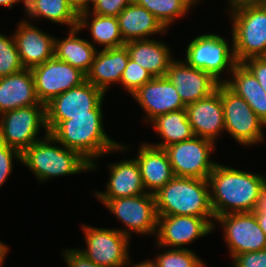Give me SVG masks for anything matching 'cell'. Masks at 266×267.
Returning <instances> with one entry per match:
<instances>
[{"instance_id": "cell-25", "label": "cell", "mask_w": 266, "mask_h": 267, "mask_svg": "<svg viewBox=\"0 0 266 267\" xmlns=\"http://www.w3.org/2000/svg\"><path fill=\"white\" fill-rule=\"evenodd\" d=\"M129 58L149 71L153 77L166 75L170 64L175 60L171 57V48L159 40H134L124 45Z\"/></svg>"}, {"instance_id": "cell-9", "label": "cell", "mask_w": 266, "mask_h": 267, "mask_svg": "<svg viewBox=\"0 0 266 267\" xmlns=\"http://www.w3.org/2000/svg\"><path fill=\"white\" fill-rule=\"evenodd\" d=\"M221 101L224 108L225 132L243 146L264 141L266 125L240 96L221 83Z\"/></svg>"}, {"instance_id": "cell-44", "label": "cell", "mask_w": 266, "mask_h": 267, "mask_svg": "<svg viewBox=\"0 0 266 267\" xmlns=\"http://www.w3.org/2000/svg\"><path fill=\"white\" fill-rule=\"evenodd\" d=\"M20 2L24 4V9L26 10L27 0H0V6L11 9L15 4Z\"/></svg>"}, {"instance_id": "cell-24", "label": "cell", "mask_w": 266, "mask_h": 267, "mask_svg": "<svg viewBox=\"0 0 266 267\" xmlns=\"http://www.w3.org/2000/svg\"><path fill=\"white\" fill-rule=\"evenodd\" d=\"M121 36L125 43L150 39L151 35L167 33V29L146 8L133 0L117 16Z\"/></svg>"}, {"instance_id": "cell-22", "label": "cell", "mask_w": 266, "mask_h": 267, "mask_svg": "<svg viewBox=\"0 0 266 267\" xmlns=\"http://www.w3.org/2000/svg\"><path fill=\"white\" fill-rule=\"evenodd\" d=\"M33 105L44 104L37 97L31 69L0 77V114Z\"/></svg>"}, {"instance_id": "cell-37", "label": "cell", "mask_w": 266, "mask_h": 267, "mask_svg": "<svg viewBox=\"0 0 266 267\" xmlns=\"http://www.w3.org/2000/svg\"><path fill=\"white\" fill-rule=\"evenodd\" d=\"M232 264L233 267H266V249L238 254Z\"/></svg>"}, {"instance_id": "cell-29", "label": "cell", "mask_w": 266, "mask_h": 267, "mask_svg": "<svg viewBox=\"0 0 266 267\" xmlns=\"http://www.w3.org/2000/svg\"><path fill=\"white\" fill-rule=\"evenodd\" d=\"M151 123L158 134L157 136L162 138L160 143L150 144L157 148L165 149L170 145L190 140L194 137L186 109L160 115Z\"/></svg>"}, {"instance_id": "cell-31", "label": "cell", "mask_w": 266, "mask_h": 267, "mask_svg": "<svg viewBox=\"0 0 266 267\" xmlns=\"http://www.w3.org/2000/svg\"><path fill=\"white\" fill-rule=\"evenodd\" d=\"M136 4L151 12L168 30L170 25L186 16L192 6L199 4L198 0H133Z\"/></svg>"}, {"instance_id": "cell-43", "label": "cell", "mask_w": 266, "mask_h": 267, "mask_svg": "<svg viewBox=\"0 0 266 267\" xmlns=\"http://www.w3.org/2000/svg\"><path fill=\"white\" fill-rule=\"evenodd\" d=\"M253 213L257 218L260 228L266 235V211H253Z\"/></svg>"}, {"instance_id": "cell-16", "label": "cell", "mask_w": 266, "mask_h": 267, "mask_svg": "<svg viewBox=\"0 0 266 267\" xmlns=\"http://www.w3.org/2000/svg\"><path fill=\"white\" fill-rule=\"evenodd\" d=\"M131 96L145 111V123H151L160 115L186 108L177 89L166 76L154 77Z\"/></svg>"}, {"instance_id": "cell-40", "label": "cell", "mask_w": 266, "mask_h": 267, "mask_svg": "<svg viewBox=\"0 0 266 267\" xmlns=\"http://www.w3.org/2000/svg\"><path fill=\"white\" fill-rule=\"evenodd\" d=\"M68 2L77 15L91 9V0H68Z\"/></svg>"}, {"instance_id": "cell-12", "label": "cell", "mask_w": 266, "mask_h": 267, "mask_svg": "<svg viewBox=\"0 0 266 267\" xmlns=\"http://www.w3.org/2000/svg\"><path fill=\"white\" fill-rule=\"evenodd\" d=\"M218 222L232 259L241 253L266 249V235L253 212L217 216L214 228Z\"/></svg>"}, {"instance_id": "cell-6", "label": "cell", "mask_w": 266, "mask_h": 267, "mask_svg": "<svg viewBox=\"0 0 266 267\" xmlns=\"http://www.w3.org/2000/svg\"><path fill=\"white\" fill-rule=\"evenodd\" d=\"M232 46V47H231ZM229 47L226 38L214 33L202 34L193 37L186 48L184 62L196 69L211 74L220 83H224L222 77L224 71L231 74L238 63L234 54L233 43Z\"/></svg>"}, {"instance_id": "cell-32", "label": "cell", "mask_w": 266, "mask_h": 267, "mask_svg": "<svg viewBox=\"0 0 266 267\" xmlns=\"http://www.w3.org/2000/svg\"><path fill=\"white\" fill-rule=\"evenodd\" d=\"M151 262L155 267H206L203 260L188 248H167L164 252L157 254Z\"/></svg>"}, {"instance_id": "cell-36", "label": "cell", "mask_w": 266, "mask_h": 267, "mask_svg": "<svg viewBox=\"0 0 266 267\" xmlns=\"http://www.w3.org/2000/svg\"><path fill=\"white\" fill-rule=\"evenodd\" d=\"M131 1L132 0H99L91 6L92 9H90L89 12L103 16L117 17Z\"/></svg>"}, {"instance_id": "cell-26", "label": "cell", "mask_w": 266, "mask_h": 267, "mask_svg": "<svg viewBox=\"0 0 266 267\" xmlns=\"http://www.w3.org/2000/svg\"><path fill=\"white\" fill-rule=\"evenodd\" d=\"M230 75L233 77L225 79L224 84L242 97L266 125V92L256 77L242 63H237Z\"/></svg>"}, {"instance_id": "cell-21", "label": "cell", "mask_w": 266, "mask_h": 267, "mask_svg": "<svg viewBox=\"0 0 266 267\" xmlns=\"http://www.w3.org/2000/svg\"><path fill=\"white\" fill-rule=\"evenodd\" d=\"M143 185L147 193L155 194L175 175L168 154L164 149L143 142L140 144L137 157Z\"/></svg>"}, {"instance_id": "cell-35", "label": "cell", "mask_w": 266, "mask_h": 267, "mask_svg": "<svg viewBox=\"0 0 266 267\" xmlns=\"http://www.w3.org/2000/svg\"><path fill=\"white\" fill-rule=\"evenodd\" d=\"M13 159L21 163V153L0 140V188L13 171Z\"/></svg>"}, {"instance_id": "cell-20", "label": "cell", "mask_w": 266, "mask_h": 267, "mask_svg": "<svg viewBox=\"0 0 266 267\" xmlns=\"http://www.w3.org/2000/svg\"><path fill=\"white\" fill-rule=\"evenodd\" d=\"M109 180L106 191L93 194L104 205L110 199L138 196L146 192L139 165L135 158L121 160L108 165Z\"/></svg>"}, {"instance_id": "cell-45", "label": "cell", "mask_w": 266, "mask_h": 267, "mask_svg": "<svg viewBox=\"0 0 266 267\" xmlns=\"http://www.w3.org/2000/svg\"><path fill=\"white\" fill-rule=\"evenodd\" d=\"M9 250L8 246L0 241V267L3 266L4 260L6 259L5 257L7 256Z\"/></svg>"}, {"instance_id": "cell-5", "label": "cell", "mask_w": 266, "mask_h": 267, "mask_svg": "<svg viewBox=\"0 0 266 267\" xmlns=\"http://www.w3.org/2000/svg\"><path fill=\"white\" fill-rule=\"evenodd\" d=\"M236 61L266 56V7L263 4L228 7Z\"/></svg>"}, {"instance_id": "cell-15", "label": "cell", "mask_w": 266, "mask_h": 267, "mask_svg": "<svg viewBox=\"0 0 266 267\" xmlns=\"http://www.w3.org/2000/svg\"><path fill=\"white\" fill-rule=\"evenodd\" d=\"M36 94L44 105L53 98L86 81V74L80 69L57 59L55 56L31 69Z\"/></svg>"}, {"instance_id": "cell-4", "label": "cell", "mask_w": 266, "mask_h": 267, "mask_svg": "<svg viewBox=\"0 0 266 267\" xmlns=\"http://www.w3.org/2000/svg\"><path fill=\"white\" fill-rule=\"evenodd\" d=\"M21 163L32 171L39 182L91 170V164L85 158L63 146L50 133L21 154Z\"/></svg>"}, {"instance_id": "cell-30", "label": "cell", "mask_w": 266, "mask_h": 267, "mask_svg": "<svg viewBox=\"0 0 266 267\" xmlns=\"http://www.w3.org/2000/svg\"><path fill=\"white\" fill-rule=\"evenodd\" d=\"M24 11L32 20L43 18L56 24L68 25L70 29L78 26V15L68 0H27Z\"/></svg>"}, {"instance_id": "cell-7", "label": "cell", "mask_w": 266, "mask_h": 267, "mask_svg": "<svg viewBox=\"0 0 266 267\" xmlns=\"http://www.w3.org/2000/svg\"><path fill=\"white\" fill-rule=\"evenodd\" d=\"M0 115V140L21 154L42 139L38 137L42 128L49 134L45 105L20 107Z\"/></svg>"}, {"instance_id": "cell-33", "label": "cell", "mask_w": 266, "mask_h": 267, "mask_svg": "<svg viewBox=\"0 0 266 267\" xmlns=\"http://www.w3.org/2000/svg\"><path fill=\"white\" fill-rule=\"evenodd\" d=\"M14 35L11 37L0 33V77L23 70Z\"/></svg>"}, {"instance_id": "cell-3", "label": "cell", "mask_w": 266, "mask_h": 267, "mask_svg": "<svg viewBox=\"0 0 266 267\" xmlns=\"http://www.w3.org/2000/svg\"><path fill=\"white\" fill-rule=\"evenodd\" d=\"M154 198L158 216L215 217L208 179L174 176Z\"/></svg>"}, {"instance_id": "cell-23", "label": "cell", "mask_w": 266, "mask_h": 267, "mask_svg": "<svg viewBox=\"0 0 266 267\" xmlns=\"http://www.w3.org/2000/svg\"><path fill=\"white\" fill-rule=\"evenodd\" d=\"M128 60L129 53L125 46L101 49L96 53L86 80L106 94L109 86L120 83Z\"/></svg>"}, {"instance_id": "cell-13", "label": "cell", "mask_w": 266, "mask_h": 267, "mask_svg": "<svg viewBox=\"0 0 266 267\" xmlns=\"http://www.w3.org/2000/svg\"><path fill=\"white\" fill-rule=\"evenodd\" d=\"M105 93L87 80L53 98L46 106V123L50 131L68 116L91 115L92 109H102Z\"/></svg>"}, {"instance_id": "cell-8", "label": "cell", "mask_w": 266, "mask_h": 267, "mask_svg": "<svg viewBox=\"0 0 266 267\" xmlns=\"http://www.w3.org/2000/svg\"><path fill=\"white\" fill-rule=\"evenodd\" d=\"M86 247L78 250L101 267L131 266L130 238L118 229L82 225Z\"/></svg>"}, {"instance_id": "cell-19", "label": "cell", "mask_w": 266, "mask_h": 267, "mask_svg": "<svg viewBox=\"0 0 266 267\" xmlns=\"http://www.w3.org/2000/svg\"><path fill=\"white\" fill-rule=\"evenodd\" d=\"M26 20L18 23L13 35L23 67L32 69L54 57L55 36Z\"/></svg>"}, {"instance_id": "cell-47", "label": "cell", "mask_w": 266, "mask_h": 267, "mask_svg": "<svg viewBox=\"0 0 266 267\" xmlns=\"http://www.w3.org/2000/svg\"><path fill=\"white\" fill-rule=\"evenodd\" d=\"M97 1H99V0H91V5L93 4H95Z\"/></svg>"}, {"instance_id": "cell-42", "label": "cell", "mask_w": 266, "mask_h": 267, "mask_svg": "<svg viewBox=\"0 0 266 267\" xmlns=\"http://www.w3.org/2000/svg\"><path fill=\"white\" fill-rule=\"evenodd\" d=\"M265 0H228L230 8L243 6V5H257L263 4Z\"/></svg>"}, {"instance_id": "cell-17", "label": "cell", "mask_w": 266, "mask_h": 267, "mask_svg": "<svg viewBox=\"0 0 266 267\" xmlns=\"http://www.w3.org/2000/svg\"><path fill=\"white\" fill-rule=\"evenodd\" d=\"M187 118L194 136L216 142L225 130L221 83L216 91L197 102L186 105Z\"/></svg>"}, {"instance_id": "cell-41", "label": "cell", "mask_w": 266, "mask_h": 267, "mask_svg": "<svg viewBox=\"0 0 266 267\" xmlns=\"http://www.w3.org/2000/svg\"><path fill=\"white\" fill-rule=\"evenodd\" d=\"M254 211H266V183L260 190V195L257 199Z\"/></svg>"}, {"instance_id": "cell-34", "label": "cell", "mask_w": 266, "mask_h": 267, "mask_svg": "<svg viewBox=\"0 0 266 267\" xmlns=\"http://www.w3.org/2000/svg\"><path fill=\"white\" fill-rule=\"evenodd\" d=\"M154 77L149 71L140 66L137 62L129 58L126 68L124 69L120 84L129 92L130 95L135 93L145 83Z\"/></svg>"}, {"instance_id": "cell-46", "label": "cell", "mask_w": 266, "mask_h": 267, "mask_svg": "<svg viewBox=\"0 0 266 267\" xmlns=\"http://www.w3.org/2000/svg\"><path fill=\"white\" fill-rule=\"evenodd\" d=\"M131 267H155V265L151 262V259L144 260L141 263L133 264Z\"/></svg>"}, {"instance_id": "cell-27", "label": "cell", "mask_w": 266, "mask_h": 267, "mask_svg": "<svg viewBox=\"0 0 266 267\" xmlns=\"http://www.w3.org/2000/svg\"><path fill=\"white\" fill-rule=\"evenodd\" d=\"M66 38H55L54 56L87 74L97 53L94 44L78 37L79 29H69Z\"/></svg>"}, {"instance_id": "cell-39", "label": "cell", "mask_w": 266, "mask_h": 267, "mask_svg": "<svg viewBox=\"0 0 266 267\" xmlns=\"http://www.w3.org/2000/svg\"><path fill=\"white\" fill-rule=\"evenodd\" d=\"M62 254L67 267H101L89 260L82 252L77 249H65Z\"/></svg>"}, {"instance_id": "cell-10", "label": "cell", "mask_w": 266, "mask_h": 267, "mask_svg": "<svg viewBox=\"0 0 266 267\" xmlns=\"http://www.w3.org/2000/svg\"><path fill=\"white\" fill-rule=\"evenodd\" d=\"M215 147L214 142L194 136L190 140L170 145L164 150L168 154L176 177L208 179L217 164L210 158Z\"/></svg>"}, {"instance_id": "cell-1", "label": "cell", "mask_w": 266, "mask_h": 267, "mask_svg": "<svg viewBox=\"0 0 266 267\" xmlns=\"http://www.w3.org/2000/svg\"><path fill=\"white\" fill-rule=\"evenodd\" d=\"M208 182L216 218L224 214L253 212L266 178L217 163Z\"/></svg>"}, {"instance_id": "cell-38", "label": "cell", "mask_w": 266, "mask_h": 267, "mask_svg": "<svg viewBox=\"0 0 266 267\" xmlns=\"http://www.w3.org/2000/svg\"><path fill=\"white\" fill-rule=\"evenodd\" d=\"M242 64L256 77L266 92V56L251 57L244 60Z\"/></svg>"}, {"instance_id": "cell-2", "label": "cell", "mask_w": 266, "mask_h": 267, "mask_svg": "<svg viewBox=\"0 0 266 267\" xmlns=\"http://www.w3.org/2000/svg\"><path fill=\"white\" fill-rule=\"evenodd\" d=\"M103 109H92L91 115L68 116V120L58 122L49 133L63 146L78 152L97 168L95 159L113 151H127L124 143L108 137L103 126Z\"/></svg>"}, {"instance_id": "cell-11", "label": "cell", "mask_w": 266, "mask_h": 267, "mask_svg": "<svg viewBox=\"0 0 266 267\" xmlns=\"http://www.w3.org/2000/svg\"><path fill=\"white\" fill-rule=\"evenodd\" d=\"M125 228L118 230L129 238L132 233L156 235L158 215L154 194L144 193L138 196L110 199L104 204Z\"/></svg>"}, {"instance_id": "cell-28", "label": "cell", "mask_w": 266, "mask_h": 267, "mask_svg": "<svg viewBox=\"0 0 266 267\" xmlns=\"http://www.w3.org/2000/svg\"><path fill=\"white\" fill-rule=\"evenodd\" d=\"M87 26L93 43L97 42L100 46H103V49L119 48L125 45L117 17L103 16L86 11L78 15L77 28L81 32Z\"/></svg>"}, {"instance_id": "cell-18", "label": "cell", "mask_w": 266, "mask_h": 267, "mask_svg": "<svg viewBox=\"0 0 266 267\" xmlns=\"http://www.w3.org/2000/svg\"><path fill=\"white\" fill-rule=\"evenodd\" d=\"M177 89L185 105L197 102L217 90L220 82L211 74L174 60L165 75Z\"/></svg>"}, {"instance_id": "cell-14", "label": "cell", "mask_w": 266, "mask_h": 267, "mask_svg": "<svg viewBox=\"0 0 266 267\" xmlns=\"http://www.w3.org/2000/svg\"><path fill=\"white\" fill-rule=\"evenodd\" d=\"M214 221L215 217L158 216L155 245L157 248L185 249L184 245L213 233Z\"/></svg>"}]
</instances>
